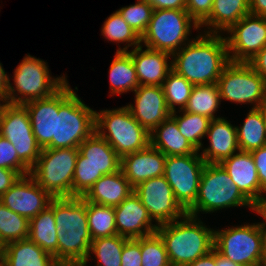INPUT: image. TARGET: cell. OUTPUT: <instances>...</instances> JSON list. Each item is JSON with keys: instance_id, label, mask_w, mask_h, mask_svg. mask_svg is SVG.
Instances as JSON below:
<instances>
[{"instance_id": "cell-1", "label": "cell", "mask_w": 266, "mask_h": 266, "mask_svg": "<svg viewBox=\"0 0 266 266\" xmlns=\"http://www.w3.org/2000/svg\"><path fill=\"white\" fill-rule=\"evenodd\" d=\"M171 59L172 70L193 85L217 83L230 62L225 35L200 32Z\"/></svg>"}, {"instance_id": "cell-2", "label": "cell", "mask_w": 266, "mask_h": 266, "mask_svg": "<svg viewBox=\"0 0 266 266\" xmlns=\"http://www.w3.org/2000/svg\"><path fill=\"white\" fill-rule=\"evenodd\" d=\"M54 218L58 230V263L82 265L92 242L87 222V201L76 196L54 198Z\"/></svg>"}, {"instance_id": "cell-3", "label": "cell", "mask_w": 266, "mask_h": 266, "mask_svg": "<svg viewBox=\"0 0 266 266\" xmlns=\"http://www.w3.org/2000/svg\"><path fill=\"white\" fill-rule=\"evenodd\" d=\"M171 266H187L214 249V229L206 227L200 217L189 214L159 225Z\"/></svg>"}, {"instance_id": "cell-4", "label": "cell", "mask_w": 266, "mask_h": 266, "mask_svg": "<svg viewBox=\"0 0 266 266\" xmlns=\"http://www.w3.org/2000/svg\"><path fill=\"white\" fill-rule=\"evenodd\" d=\"M95 132V110L87 106L68 81L59 89L55 139L46 148H78Z\"/></svg>"}, {"instance_id": "cell-5", "label": "cell", "mask_w": 266, "mask_h": 266, "mask_svg": "<svg viewBox=\"0 0 266 266\" xmlns=\"http://www.w3.org/2000/svg\"><path fill=\"white\" fill-rule=\"evenodd\" d=\"M240 206L252 210L253 203L240 191L221 164L206 163L197 198L187 214L198 217L200 212L213 213Z\"/></svg>"}, {"instance_id": "cell-6", "label": "cell", "mask_w": 266, "mask_h": 266, "mask_svg": "<svg viewBox=\"0 0 266 266\" xmlns=\"http://www.w3.org/2000/svg\"><path fill=\"white\" fill-rule=\"evenodd\" d=\"M48 67L47 62L30 54L25 55L14 70V86L9 78L7 102L24 105L30 101L50 97L58 91L68 81L67 76L52 77Z\"/></svg>"}, {"instance_id": "cell-7", "label": "cell", "mask_w": 266, "mask_h": 266, "mask_svg": "<svg viewBox=\"0 0 266 266\" xmlns=\"http://www.w3.org/2000/svg\"><path fill=\"white\" fill-rule=\"evenodd\" d=\"M95 132L112 146L120 158L150 144V133L134 119L126 105L95 111Z\"/></svg>"}, {"instance_id": "cell-8", "label": "cell", "mask_w": 266, "mask_h": 266, "mask_svg": "<svg viewBox=\"0 0 266 266\" xmlns=\"http://www.w3.org/2000/svg\"><path fill=\"white\" fill-rule=\"evenodd\" d=\"M73 175V197H83L103 175L120 170L121 158L96 132L79 145Z\"/></svg>"}, {"instance_id": "cell-9", "label": "cell", "mask_w": 266, "mask_h": 266, "mask_svg": "<svg viewBox=\"0 0 266 266\" xmlns=\"http://www.w3.org/2000/svg\"><path fill=\"white\" fill-rule=\"evenodd\" d=\"M200 30V25L185 9H155L141 44L171 55L192 41L191 29Z\"/></svg>"}, {"instance_id": "cell-10", "label": "cell", "mask_w": 266, "mask_h": 266, "mask_svg": "<svg viewBox=\"0 0 266 266\" xmlns=\"http://www.w3.org/2000/svg\"><path fill=\"white\" fill-rule=\"evenodd\" d=\"M79 148H43L29 175L53 198L73 197Z\"/></svg>"}, {"instance_id": "cell-11", "label": "cell", "mask_w": 266, "mask_h": 266, "mask_svg": "<svg viewBox=\"0 0 266 266\" xmlns=\"http://www.w3.org/2000/svg\"><path fill=\"white\" fill-rule=\"evenodd\" d=\"M214 250L240 266H263V229L258 222L215 229Z\"/></svg>"}, {"instance_id": "cell-12", "label": "cell", "mask_w": 266, "mask_h": 266, "mask_svg": "<svg viewBox=\"0 0 266 266\" xmlns=\"http://www.w3.org/2000/svg\"><path fill=\"white\" fill-rule=\"evenodd\" d=\"M221 102L258 108L266 97V81L246 62H229L217 81Z\"/></svg>"}, {"instance_id": "cell-13", "label": "cell", "mask_w": 266, "mask_h": 266, "mask_svg": "<svg viewBox=\"0 0 266 266\" xmlns=\"http://www.w3.org/2000/svg\"><path fill=\"white\" fill-rule=\"evenodd\" d=\"M199 151L193 154L166 156L164 177L176 200L187 211L195 202L205 165Z\"/></svg>"}, {"instance_id": "cell-14", "label": "cell", "mask_w": 266, "mask_h": 266, "mask_svg": "<svg viewBox=\"0 0 266 266\" xmlns=\"http://www.w3.org/2000/svg\"><path fill=\"white\" fill-rule=\"evenodd\" d=\"M0 135L9 140L18 158L31 169L42 148L33 134L30 116L24 105L7 104L0 117Z\"/></svg>"}, {"instance_id": "cell-15", "label": "cell", "mask_w": 266, "mask_h": 266, "mask_svg": "<svg viewBox=\"0 0 266 266\" xmlns=\"http://www.w3.org/2000/svg\"><path fill=\"white\" fill-rule=\"evenodd\" d=\"M134 193L157 226L182 218L187 211L176 200L164 176L154 177L138 184Z\"/></svg>"}, {"instance_id": "cell-16", "label": "cell", "mask_w": 266, "mask_h": 266, "mask_svg": "<svg viewBox=\"0 0 266 266\" xmlns=\"http://www.w3.org/2000/svg\"><path fill=\"white\" fill-rule=\"evenodd\" d=\"M226 36L229 60L247 63L266 46V18L249 13Z\"/></svg>"}, {"instance_id": "cell-17", "label": "cell", "mask_w": 266, "mask_h": 266, "mask_svg": "<svg viewBox=\"0 0 266 266\" xmlns=\"http://www.w3.org/2000/svg\"><path fill=\"white\" fill-rule=\"evenodd\" d=\"M52 199L30 175L21 176L0 197L7 208L29 220L46 209Z\"/></svg>"}, {"instance_id": "cell-18", "label": "cell", "mask_w": 266, "mask_h": 266, "mask_svg": "<svg viewBox=\"0 0 266 266\" xmlns=\"http://www.w3.org/2000/svg\"><path fill=\"white\" fill-rule=\"evenodd\" d=\"M133 93L134 106L131 103L126 106L149 133L171 116L162 86L139 85Z\"/></svg>"}, {"instance_id": "cell-19", "label": "cell", "mask_w": 266, "mask_h": 266, "mask_svg": "<svg viewBox=\"0 0 266 266\" xmlns=\"http://www.w3.org/2000/svg\"><path fill=\"white\" fill-rule=\"evenodd\" d=\"M114 212L117 234L122 237L138 239L155 233L158 228L134 191L114 207Z\"/></svg>"}, {"instance_id": "cell-20", "label": "cell", "mask_w": 266, "mask_h": 266, "mask_svg": "<svg viewBox=\"0 0 266 266\" xmlns=\"http://www.w3.org/2000/svg\"><path fill=\"white\" fill-rule=\"evenodd\" d=\"M165 161L166 155L149 144L142 150L123 156L120 169L135 188L146 180L163 176Z\"/></svg>"}, {"instance_id": "cell-21", "label": "cell", "mask_w": 266, "mask_h": 266, "mask_svg": "<svg viewBox=\"0 0 266 266\" xmlns=\"http://www.w3.org/2000/svg\"><path fill=\"white\" fill-rule=\"evenodd\" d=\"M143 46L141 44L128 51L135 66L139 85L162 86L168 72L172 69L170 61L172 55L148 47L143 50Z\"/></svg>"}, {"instance_id": "cell-22", "label": "cell", "mask_w": 266, "mask_h": 266, "mask_svg": "<svg viewBox=\"0 0 266 266\" xmlns=\"http://www.w3.org/2000/svg\"><path fill=\"white\" fill-rule=\"evenodd\" d=\"M206 136L209 144L200 154L205 163L220 164L223 160L238 152L237 129L225 117L210 121Z\"/></svg>"}, {"instance_id": "cell-23", "label": "cell", "mask_w": 266, "mask_h": 266, "mask_svg": "<svg viewBox=\"0 0 266 266\" xmlns=\"http://www.w3.org/2000/svg\"><path fill=\"white\" fill-rule=\"evenodd\" d=\"M28 110L33 134L38 145L46 148L55 139L56 114L59 110V90L52 96L24 104Z\"/></svg>"}, {"instance_id": "cell-24", "label": "cell", "mask_w": 266, "mask_h": 266, "mask_svg": "<svg viewBox=\"0 0 266 266\" xmlns=\"http://www.w3.org/2000/svg\"><path fill=\"white\" fill-rule=\"evenodd\" d=\"M220 164L252 203L264 192L250 152L239 150Z\"/></svg>"}, {"instance_id": "cell-25", "label": "cell", "mask_w": 266, "mask_h": 266, "mask_svg": "<svg viewBox=\"0 0 266 266\" xmlns=\"http://www.w3.org/2000/svg\"><path fill=\"white\" fill-rule=\"evenodd\" d=\"M133 191L134 188L127 181L120 169L115 173L100 177L83 198L87 202L115 207Z\"/></svg>"}, {"instance_id": "cell-26", "label": "cell", "mask_w": 266, "mask_h": 266, "mask_svg": "<svg viewBox=\"0 0 266 266\" xmlns=\"http://www.w3.org/2000/svg\"><path fill=\"white\" fill-rule=\"evenodd\" d=\"M0 266H61L29 238L4 246Z\"/></svg>"}, {"instance_id": "cell-27", "label": "cell", "mask_w": 266, "mask_h": 266, "mask_svg": "<svg viewBox=\"0 0 266 266\" xmlns=\"http://www.w3.org/2000/svg\"><path fill=\"white\" fill-rule=\"evenodd\" d=\"M250 13L249 0H214L210 16L200 25L203 33L222 34Z\"/></svg>"}, {"instance_id": "cell-28", "label": "cell", "mask_w": 266, "mask_h": 266, "mask_svg": "<svg viewBox=\"0 0 266 266\" xmlns=\"http://www.w3.org/2000/svg\"><path fill=\"white\" fill-rule=\"evenodd\" d=\"M150 145L166 156H179L198 152L181 135L177 122L171 116L150 132Z\"/></svg>"}, {"instance_id": "cell-29", "label": "cell", "mask_w": 266, "mask_h": 266, "mask_svg": "<svg viewBox=\"0 0 266 266\" xmlns=\"http://www.w3.org/2000/svg\"><path fill=\"white\" fill-rule=\"evenodd\" d=\"M28 238L58 262V235L54 218V198L50 205L29 220Z\"/></svg>"}, {"instance_id": "cell-30", "label": "cell", "mask_w": 266, "mask_h": 266, "mask_svg": "<svg viewBox=\"0 0 266 266\" xmlns=\"http://www.w3.org/2000/svg\"><path fill=\"white\" fill-rule=\"evenodd\" d=\"M110 96L133 92L139 81L131 55L128 52H117L109 67Z\"/></svg>"}, {"instance_id": "cell-31", "label": "cell", "mask_w": 266, "mask_h": 266, "mask_svg": "<svg viewBox=\"0 0 266 266\" xmlns=\"http://www.w3.org/2000/svg\"><path fill=\"white\" fill-rule=\"evenodd\" d=\"M242 124L236 126L241 151L251 152L266 145V122L259 108H251Z\"/></svg>"}, {"instance_id": "cell-32", "label": "cell", "mask_w": 266, "mask_h": 266, "mask_svg": "<svg viewBox=\"0 0 266 266\" xmlns=\"http://www.w3.org/2000/svg\"><path fill=\"white\" fill-rule=\"evenodd\" d=\"M221 105V98L217 83L194 85L184 111L199 114L210 118L216 117V112Z\"/></svg>"}, {"instance_id": "cell-33", "label": "cell", "mask_w": 266, "mask_h": 266, "mask_svg": "<svg viewBox=\"0 0 266 266\" xmlns=\"http://www.w3.org/2000/svg\"><path fill=\"white\" fill-rule=\"evenodd\" d=\"M127 240L128 238L118 234L92 240L86 261L81 266H88L93 254L97 261L96 266H121L122 250Z\"/></svg>"}, {"instance_id": "cell-34", "label": "cell", "mask_w": 266, "mask_h": 266, "mask_svg": "<svg viewBox=\"0 0 266 266\" xmlns=\"http://www.w3.org/2000/svg\"><path fill=\"white\" fill-rule=\"evenodd\" d=\"M101 34L107 41L116 43H126L117 49V52H128V48L141 45V37L124 21L123 17L116 10L104 21Z\"/></svg>"}, {"instance_id": "cell-35", "label": "cell", "mask_w": 266, "mask_h": 266, "mask_svg": "<svg viewBox=\"0 0 266 266\" xmlns=\"http://www.w3.org/2000/svg\"><path fill=\"white\" fill-rule=\"evenodd\" d=\"M178 112L182 113L177 115ZM178 112H172L171 117L177 122L179 132L200 152L203 147L202 139L207 134L211 119L184 110H178Z\"/></svg>"}, {"instance_id": "cell-36", "label": "cell", "mask_w": 266, "mask_h": 266, "mask_svg": "<svg viewBox=\"0 0 266 266\" xmlns=\"http://www.w3.org/2000/svg\"><path fill=\"white\" fill-rule=\"evenodd\" d=\"M87 222L92 240L117 234L113 206L87 202Z\"/></svg>"}, {"instance_id": "cell-37", "label": "cell", "mask_w": 266, "mask_h": 266, "mask_svg": "<svg viewBox=\"0 0 266 266\" xmlns=\"http://www.w3.org/2000/svg\"><path fill=\"white\" fill-rule=\"evenodd\" d=\"M29 219L21 216L0 201V242L3 246L29 236Z\"/></svg>"}, {"instance_id": "cell-38", "label": "cell", "mask_w": 266, "mask_h": 266, "mask_svg": "<svg viewBox=\"0 0 266 266\" xmlns=\"http://www.w3.org/2000/svg\"><path fill=\"white\" fill-rule=\"evenodd\" d=\"M193 86L194 85L185 77H182L174 70L171 69L168 72L162 87L167 107L171 112L176 111V106H178V110H184L187 106Z\"/></svg>"}, {"instance_id": "cell-39", "label": "cell", "mask_w": 266, "mask_h": 266, "mask_svg": "<svg viewBox=\"0 0 266 266\" xmlns=\"http://www.w3.org/2000/svg\"><path fill=\"white\" fill-rule=\"evenodd\" d=\"M140 249L142 266H171L165 244L157 232L140 237Z\"/></svg>"}, {"instance_id": "cell-40", "label": "cell", "mask_w": 266, "mask_h": 266, "mask_svg": "<svg viewBox=\"0 0 266 266\" xmlns=\"http://www.w3.org/2000/svg\"><path fill=\"white\" fill-rule=\"evenodd\" d=\"M117 11L124 21L142 37L152 18L154 8L148 1H137V3L124 6Z\"/></svg>"}, {"instance_id": "cell-41", "label": "cell", "mask_w": 266, "mask_h": 266, "mask_svg": "<svg viewBox=\"0 0 266 266\" xmlns=\"http://www.w3.org/2000/svg\"><path fill=\"white\" fill-rule=\"evenodd\" d=\"M0 168L17 171L21 176L29 175L30 169L18 158L13 144L0 135Z\"/></svg>"}, {"instance_id": "cell-42", "label": "cell", "mask_w": 266, "mask_h": 266, "mask_svg": "<svg viewBox=\"0 0 266 266\" xmlns=\"http://www.w3.org/2000/svg\"><path fill=\"white\" fill-rule=\"evenodd\" d=\"M121 266H142L140 238L128 239L123 247Z\"/></svg>"}, {"instance_id": "cell-43", "label": "cell", "mask_w": 266, "mask_h": 266, "mask_svg": "<svg viewBox=\"0 0 266 266\" xmlns=\"http://www.w3.org/2000/svg\"><path fill=\"white\" fill-rule=\"evenodd\" d=\"M214 0H186L185 10L201 25L209 16Z\"/></svg>"}, {"instance_id": "cell-44", "label": "cell", "mask_w": 266, "mask_h": 266, "mask_svg": "<svg viewBox=\"0 0 266 266\" xmlns=\"http://www.w3.org/2000/svg\"><path fill=\"white\" fill-rule=\"evenodd\" d=\"M251 155L253 157L258 179L263 191L266 190V145L260 147L259 149L252 150Z\"/></svg>"}, {"instance_id": "cell-45", "label": "cell", "mask_w": 266, "mask_h": 266, "mask_svg": "<svg viewBox=\"0 0 266 266\" xmlns=\"http://www.w3.org/2000/svg\"><path fill=\"white\" fill-rule=\"evenodd\" d=\"M21 177L14 170L0 168V197Z\"/></svg>"}, {"instance_id": "cell-46", "label": "cell", "mask_w": 266, "mask_h": 266, "mask_svg": "<svg viewBox=\"0 0 266 266\" xmlns=\"http://www.w3.org/2000/svg\"><path fill=\"white\" fill-rule=\"evenodd\" d=\"M247 63L266 81V46Z\"/></svg>"}, {"instance_id": "cell-47", "label": "cell", "mask_w": 266, "mask_h": 266, "mask_svg": "<svg viewBox=\"0 0 266 266\" xmlns=\"http://www.w3.org/2000/svg\"><path fill=\"white\" fill-rule=\"evenodd\" d=\"M155 9H185L186 0H148Z\"/></svg>"}, {"instance_id": "cell-48", "label": "cell", "mask_w": 266, "mask_h": 266, "mask_svg": "<svg viewBox=\"0 0 266 266\" xmlns=\"http://www.w3.org/2000/svg\"><path fill=\"white\" fill-rule=\"evenodd\" d=\"M266 190L253 202L252 211L264 218L258 224L266 227Z\"/></svg>"}, {"instance_id": "cell-49", "label": "cell", "mask_w": 266, "mask_h": 266, "mask_svg": "<svg viewBox=\"0 0 266 266\" xmlns=\"http://www.w3.org/2000/svg\"><path fill=\"white\" fill-rule=\"evenodd\" d=\"M250 14L266 18V0H249Z\"/></svg>"}, {"instance_id": "cell-50", "label": "cell", "mask_w": 266, "mask_h": 266, "mask_svg": "<svg viewBox=\"0 0 266 266\" xmlns=\"http://www.w3.org/2000/svg\"><path fill=\"white\" fill-rule=\"evenodd\" d=\"M187 266H216V251L213 249L207 255L198 258Z\"/></svg>"}, {"instance_id": "cell-51", "label": "cell", "mask_w": 266, "mask_h": 266, "mask_svg": "<svg viewBox=\"0 0 266 266\" xmlns=\"http://www.w3.org/2000/svg\"><path fill=\"white\" fill-rule=\"evenodd\" d=\"M9 84V76L6 74L2 64L0 63V94L6 96V91Z\"/></svg>"}, {"instance_id": "cell-52", "label": "cell", "mask_w": 266, "mask_h": 266, "mask_svg": "<svg viewBox=\"0 0 266 266\" xmlns=\"http://www.w3.org/2000/svg\"><path fill=\"white\" fill-rule=\"evenodd\" d=\"M216 266H240L216 252Z\"/></svg>"}, {"instance_id": "cell-53", "label": "cell", "mask_w": 266, "mask_h": 266, "mask_svg": "<svg viewBox=\"0 0 266 266\" xmlns=\"http://www.w3.org/2000/svg\"><path fill=\"white\" fill-rule=\"evenodd\" d=\"M7 104H8V102H7L6 96L4 94H0V117H1L2 112H3V110Z\"/></svg>"}, {"instance_id": "cell-54", "label": "cell", "mask_w": 266, "mask_h": 266, "mask_svg": "<svg viewBox=\"0 0 266 266\" xmlns=\"http://www.w3.org/2000/svg\"><path fill=\"white\" fill-rule=\"evenodd\" d=\"M264 236V255H263V266H266V227H262Z\"/></svg>"}, {"instance_id": "cell-55", "label": "cell", "mask_w": 266, "mask_h": 266, "mask_svg": "<svg viewBox=\"0 0 266 266\" xmlns=\"http://www.w3.org/2000/svg\"><path fill=\"white\" fill-rule=\"evenodd\" d=\"M263 115V118L266 122V97L265 100L260 104V106L258 107Z\"/></svg>"}, {"instance_id": "cell-56", "label": "cell", "mask_w": 266, "mask_h": 266, "mask_svg": "<svg viewBox=\"0 0 266 266\" xmlns=\"http://www.w3.org/2000/svg\"><path fill=\"white\" fill-rule=\"evenodd\" d=\"M3 250H4V246L0 242V263H1L2 256H3Z\"/></svg>"}]
</instances>
